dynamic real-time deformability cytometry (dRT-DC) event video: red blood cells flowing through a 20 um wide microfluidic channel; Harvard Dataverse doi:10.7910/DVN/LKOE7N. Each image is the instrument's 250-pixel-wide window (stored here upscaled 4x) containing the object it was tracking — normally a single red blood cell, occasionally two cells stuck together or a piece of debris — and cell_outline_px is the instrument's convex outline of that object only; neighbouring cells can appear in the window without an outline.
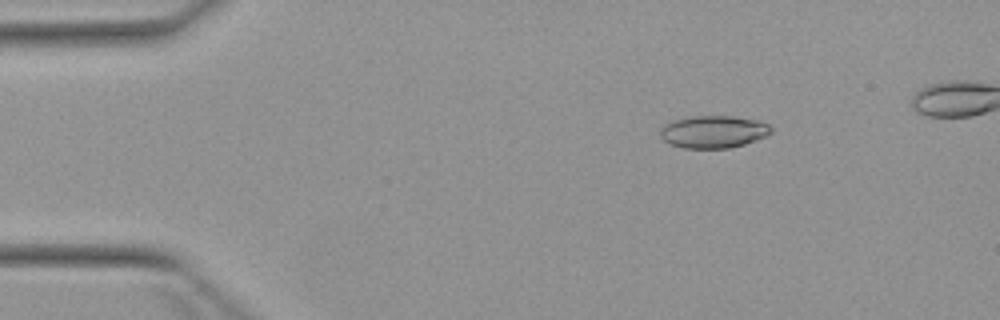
{"species": "Egyptian fruit bat (a non-hibernating species)", "species_latin": "Rousettus aegyptiacus", "temperature_condition": "warm", "stored_images_in_passage": 6, "camera_frame_rate_fps": 3000, "um_per_image_px": 0.085, "animal": {"sex": "female"}, "frame": {"image": 1, "passage_image": 3, "time_ms": 2.333, "image_size_px": [1000, 320], "cell_outline_px": [[772, 132], [768, 136], [744, 144], [728, 148], [684, 148], [668, 144], [660, 136], [660, 128], [664, 124], [672, 120], [692, 116], [732, 116], [756, 120], [768, 124], [772, 128]], "centroid_in_image_um": [60.62, 11.2], "position_along_channel_um": 24.4, "area_um2": 21.1}}